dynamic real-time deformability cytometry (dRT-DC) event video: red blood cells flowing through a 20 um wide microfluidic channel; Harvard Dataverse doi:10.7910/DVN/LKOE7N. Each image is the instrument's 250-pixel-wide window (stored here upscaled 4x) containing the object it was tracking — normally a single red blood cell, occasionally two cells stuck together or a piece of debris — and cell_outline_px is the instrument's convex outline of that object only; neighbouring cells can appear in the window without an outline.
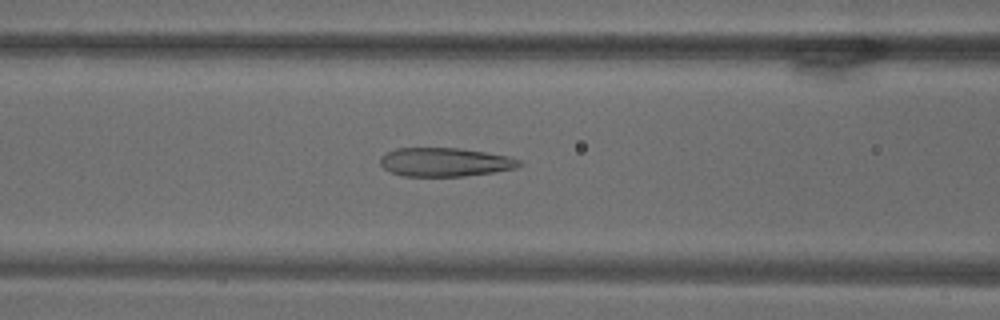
{"species": "common noctule bat (a hibernating species)", "species_latin": "Nyctalus noctula", "temperature_condition": "warm", "stored_images_in_passage": 24, "camera_frame_rate_fps": 3000, "um_per_image_px": 0.085, "animal": {"sex": "male", "body_mass_g": 18.8}, "frame": {"image": 1, "passage_image": 11, "time_ms": 3.333, "image_size_px": [1000, 320], "cell_outline_px": [[524, 164], [516, 168], [496, 172], [464, 176], [404, 176], [392, 172], [384, 168], [380, 164], [380, 156], [396, 148], [460, 148], [508, 156], [520, 160]], "centroid_in_image_um": [37.85, 13.78], "position_along_channel_um": 128.8, "area_um2": 23.29}}
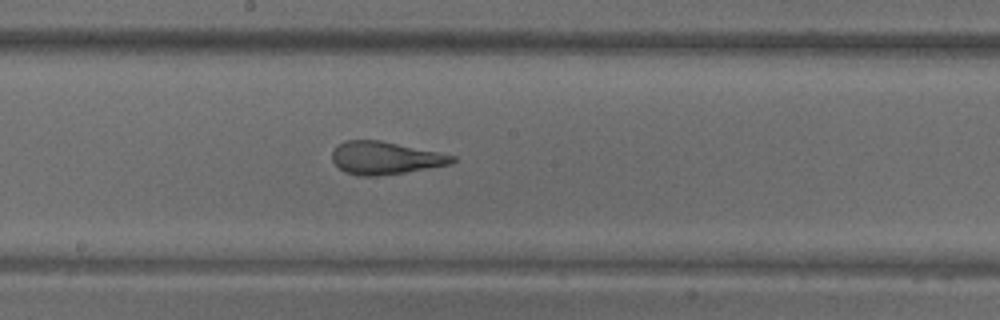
{"frame": {"image": 2, "passage_image": 20, "time_ms": 6.333, "image_size_px": [1000, 320], "cell_outline_px": [[456, 160], [452, 164], [404, 172], [376, 176], [356, 176], [344, 172], [332, 160], [332, 152], [344, 140], [380, 140], [456, 156]], "centroid_in_image_um": [32.73, 13.43], "position_along_channel_um": 215.5, "area_um2": 22.72}}
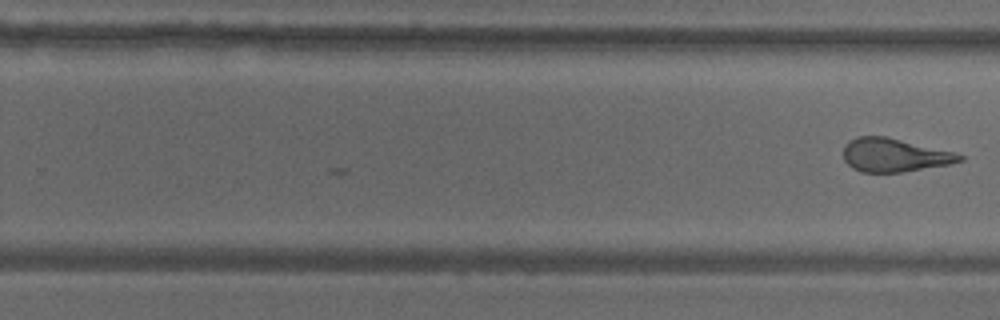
{"frame": {"image": 3, "passage_image": 24, "time_ms": 7.667, "image_size_px": [1000, 320], "cell_outline_px": [[964, 160], [952, 164], [904, 172], [864, 172], [852, 168], [844, 160], [844, 144], [856, 136], [884, 136], [956, 152], [964, 156]], "centroid_in_image_um": [76.05, 13.19], "position_along_channel_um": 253.8, "area_um2": 22.77}}